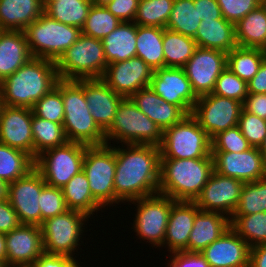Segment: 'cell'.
<instances>
[{"label": "cell", "mask_w": 266, "mask_h": 267, "mask_svg": "<svg viewBox=\"0 0 266 267\" xmlns=\"http://www.w3.org/2000/svg\"><path fill=\"white\" fill-rule=\"evenodd\" d=\"M116 147L115 204L158 193L161 151L154 145L126 144Z\"/></svg>", "instance_id": "6da1fadb"}, {"label": "cell", "mask_w": 266, "mask_h": 267, "mask_svg": "<svg viewBox=\"0 0 266 267\" xmlns=\"http://www.w3.org/2000/svg\"><path fill=\"white\" fill-rule=\"evenodd\" d=\"M58 80L55 61L32 57L0 83L2 103L32 109Z\"/></svg>", "instance_id": "7a4b0ae2"}, {"label": "cell", "mask_w": 266, "mask_h": 267, "mask_svg": "<svg viewBox=\"0 0 266 267\" xmlns=\"http://www.w3.org/2000/svg\"><path fill=\"white\" fill-rule=\"evenodd\" d=\"M214 171L213 156L161 158L158 193L175 201L194 202Z\"/></svg>", "instance_id": "3957f363"}, {"label": "cell", "mask_w": 266, "mask_h": 267, "mask_svg": "<svg viewBox=\"0 0 266 267\" xmlns=\"http://www.w3.org/2000/svg\"><path fill=\"white\" fill-rule=\"evenodd\" d=\"M64 102L63 127L68 141L104 145L105 132L94 121L84 97V79L62 80L55 85Z\"/></svg>", "instance_id": "277c9868"}, {"label": "cell", "mask_w": 266, "mask_h": 267, "mask_svg": "<svg viewBox=\"0 0 266 267\" xmlns=\"http://www.w3.org/2000/svg\"><path fill=\"white\" fill-rule=\"evenodd\" d=\"M55 63L62 80L102 78L108 65L102 41L83 34Z\"/></svg>", "instance_id": "5b68a950"}, {"label": "cell", "mask_w": 266, "mask_h": 267, "mask_svg": "<svg viewBox=\"0 0 266 267\" xmlns=\"http://www.w3.org/2000/svg\"><path fill=\"white\" fill-rule=\"evenodd\" d=\"M112 139L123 144L160 147L163 131L141 112L130 98H124L118 106L112 124L105 131V144H109Z\"/></svg>", "instance_id": "8992f818"}, {"label": "cell", "mask_w": 266, "mask_h": 267, "mask_svg": "<svg viewBox=\"0 0 266 267\" xmlns=\"http://www.w3.org/2000/svg\"><path fill=\"white\" fill-rule=\"evenodd\" d=\"M32 57L57 61L82 34L81 29L41 15L24 30Z\"/></svg>", "instance_id": "52a82bcc"}, {"label": "cell", "mask_w": 266, "mask_h": 267, "mask_svg": "<svg viewBox=\"0 0 266 267\" xmlns=\"http://www.w3.org/2000/svg\"><path fill=\"white\" fill-rule=\"evenodd\" d=\"M161 158L194 159L211 154V139L191 115L163 131Z\"/></svg>", "instance_id": "ba28073f"}, {"label": "cell", "mask_w": 266, "mask_h": 267, "mask_svg": "<svg viewBox=\"0 0 266 267\" xmlns=\"http://www.w3.org/2000/svg\"><path fill=\"white\" fill-rule=\"evenodd\" d=\"M85 172L94 199L103 207L115 203L114 177L116 147L111 144L86 146L83 159Z\"/></svg>", "instance_id": "9c48e42d"}, {"label": "cell", "mask_w": 266, "mask_h": 267, "mask_svg": "<svg viewBox=\"0 0 266 267\" xmlns=\"http://www.w3.org/2000/svg\"><path fill=\"white\" fill-rule=\"evenodd\" d=\"M86 144L71 142L50 148L37 156L34 167L41 173L47 185L62 188L83 170Z\"/></svg>", "instance_id": "30bf717a"}, {"label": "cell", "mask_w": 266, "mask_h": 267, "mask_svg": "<svg viewBox=\"0 0 266 267\" xmlns=\"http://www.w3.org/2000/svg\"><path fill=\"white\" fill-rule=\"evenodd\" d=\"M87 215L75 210L54 216L40 225L44 253L73 257L84 232ZM83 231V232H82ZM79 243V244H78Z\"/></svg>", "instance_id": "8fae6325"}, {"label": "cell", "mask_w": 266, "mask_h": 267, "mask_svg": "<svg viewBox=\"0 0 266 267\" xmlns=\"http://www.w3.org/2000/svg\"><path fill=\"white\" fill-rule=\"evenodd\" d=\"M137 206L132 229L139 239L148 240L153 247H163L168 217L172 205L176 202L169 196L157 193L130 201Z\"/></svg>", "instance_id": "7c38bea8"}, {"label": "cell", "mask_w": 266, "mask_h": 267, "mask_svg": "<svg viewBox=\"0 0 266 267\" xmlns=\"http://www.w3.org/2000/svg\"><path fill=\"white\" fill-rule=\"evenodd\" d=\"M243 103L215 94L198 97L191 115L212 139L219 132L238 125Z\"/></svg>", "instance_id": "4fadbf2b"}, {"label": "cell", "mask_w": 266, "mask_h": 267, "mask_svg": "<svg viewBox=\"0 0 266 267\" xmlns=\"http://www.w3.org/2000/svg\"><path fill=\"white\" fill-rule=\"evenodd\" d=\"M46 185L41 173L34 167L25 176L8 185V201L16 211L21 224L41 225L40 193Z\"/></svg>", "instance_id": "5bb4252c"}, {"label": "cell", "mask_w": 266, "mask_h": 267, "mask_svg": "<svg viewBox=\"0 0 266 267\" xmlns=\"http://www.w3.org/2000/svg\"><path fill=\"white\" fill-rule=\"evenodd\" d=\"M227 67V53L197 47L193 56L183 66L197 97L211 94L216 80Z\"/></svg>", "instance_id": "9a60e30c"}, {"label": "cell", "mask_w": 266, "mask_h": 267, "mask_svg": "<svg viewBox=\"0 0 266 267\" xmlns=\"http://www.w3.org/2000/svg\"><path fill=\"white\" fill-rule=\"evenodd\" d=\"M243 186L241 180L213 171L194 203L200 210L219 212L231 218L238 206Z\"/></svg>", "instance_id": "2e32d148"}, {"label": "cell", "mask_w": 266, "mask_h": 267, "mask_svg": "<svg viewBox=\"0 0 266 267\" xmlns=\"http://www.w3.org/2000/svg\"><path fill=\"white\" fill-rule=\"evenodd\" d=\"M149 87L164 101L191 114L198 97L183 68L162 67L154 71Z\"/></svg>", "instance_id": "e0dca14e"}, {"label": "cell", "mask_w": 266, "mask_h": 267, "mask_svg": "<svg viewBox=\"0 0 266 267\" xmlns=\"http://www.w3.org/2000/svg\"><path fill=\"white\" fill-rule=\"evenodd\" d=\"M153 73L154 70L135 56L108 64L101 79L117 94L130 98L138 90L150 85Z\"/></svg>", "instance_id": "ac0fdd59"}, {"label": "cell", "mask_w": 266, "mask_h": 267, "mask_svg": "<svg viewBox=\"0 0 266 267\" xmlns=\"http://www.w3.org/2000/svg\"><path fill=\"white\" fill-rule=\"evenodd\" d=\"M214 171L244 183L266 178L263 155L258 147L244 152H211Z\"/></svg>", "instance_id": "d6986e66"}, {"label": "cell", "mask_w": 266, "mask_h": 267, "mask_svg": "<svg viewBox=\"0 0 266 267\" xmlns=\"http://www.w3.org/2000/svg\"><path fill=\"white\" fill-rule=\"evenodd\" d=\"M5 239L7 267H30L44 253L38 225L21 224L5 234Z\"/></svg>", "instance_id": "ffe728a7"}, {"label": "cell", "mask_w": 266, "mask_h": 267, "mask_svg": "<svg viewBox=\"0 0 266 267\" xmlns=\"http://www.w3.org/2000/svg\"><path fill=\"white\" fill-rule=\"evenodd\" d=\"M33 111L3 105L0 111V143L17 148L33 158Z\"/></svg>", "instance_id": "44dd1931"}, {"label": "cell", "mask_w": 266, "mask_h": 267, "mask_svg": "<svg viewBox=\"0 0 266 267\" xmlns=\"http://www.w3.org/2000/svg\"><path fill=\"white\" fill-rule=\"evenodd\" d=\"M251 247L231 227L200 254L210 267H249Z\"/></svg>", "instance_id": "7402d4cb"}, {"label": "cell", "mask_w": 266, "mask_h": 267, "mask_svg": "<svg viewBox=\"0 0 266 267\" xmlns=\"http://www.w3.org/2000/svg\"><path fill=\"white\" fill-rule=\"evenodd\" d=\"M84 97L94 121L105 132L124 97L114 92L101 78L84 79Z\"/></svg>", "instance_id": "603a6c76"}, {"label": "cell", "mask_w": 266, "mask_h": 267, "mask_svg": "<svg viewBox=\"0 0 266 267\" xmlns=\"http://www.w3.org/2000/svg\"><path fill=\"white\" fill-rule=\"evenodd\" d=\"M199 210L194 202L176 201L172 205L164 239V244L168 245L170 253L188 252L190 232Z\"/></svg>", "instance_id": "cb8c5ba5"}, {"label": "cell", "mask_w": 266, "mask_h": 267, "mask_svg": "<svg viewBox=\"0 0 266 267\" xmlns=\"http://www.w3.org/2000/svg\"><path fill=\"white\" fill-rule=\"evenodd\" d=\"M130 99L162 131L187 116L179 106L164 101L149 86L135 92Z\"/></svg>", "instance_id": "d4e9b609"}, {"label": "cell", "mask_w": 266, "mask_h": 267, "mask_svg": "<svg viewBox=\"0 0 266 267\" xmlns=\"http://www.w3.org/2000/svg\"><path fill=\"white\" fill-rule=\"evenodd\" d=\"M230 227V218L219 212L199 210L188 240V252L200 253Z\"/></svg>", "instance_id": "484cf974"}, {"label": "cell", "mask_w": 266, "mask_h": 267, "mask_svg": "<svg viewBox=\"0 0 266 267\" xmlns=\"http://www.w3.org/2000/svg\"><path fill=\"white\" fill-rule=\"evenodd\" d=\"M32 58L24 31L0 33V83Z\"/></svg>", "instance_id": "4316f807"}, {"label": "cell", "mask_w": 266, "mask_h": 267, "mask_svg": "<svg viewBox=\"0 0 266 267\" xmlns=\"http://www.w3.org/2000/svg\"><path fill=\"white\" fill-rule=\"evenodd\" d=\"M44 13L42 0H0V28L24 31Z\"/></svg>", "instance_id": "83f0119b"}, {"label": "cell", "mask_w": 266, "mask_h": 267, "mask_svg": "<svg viewBox=\"0 0 266 267\" xmlns=\"http://www.w3.org/2000/svg\"><path fill=\"white\" fill-rule=\"evenodd\" d=\"M193 39L197 47L220 50L225 53L238 46L235 24L225 19L202 20Z\"/></svg>", "instance_id": "f1b7e54d"}, {"label": "cell", "mask_w": 266, "mask_h": 267, "mask_svg": "<svg viewBox=\"0 0 266 267\" xmlns=\"http://www.w3.org/2000/svg\"><path fill=\"white\" fill-rule=\"evenodd\" d=\"M137 24L121 22L103 38L102 44L107 64L121 62L136 56Z\"/></svg>", "instance_id": "f546056e"}, {"label": "cell", "mask_w": 266, "mask_h": 267, "mask_svg": "<svg viewBox=\"0 0 266 267\" xmlns=\"http://www.w3.org/2000/svg\"><path fill=\"white\" fill-rule=\"evenodd\" d=\"M162 42L163 28L137 25L136 56L154 71L165 67Z\"/></svg>", "instance_id": "4dcf8cb0"}, {"label": "cell", "mask_w": 266, "mask_h": 267, "mask_svg": "<svg viewBox=\"0 0 266 267\" xmlns=\"http://www.w3.org/2000/svg\"><path fill=\"white\" fill-rule=\"evenodd\" d=\"M239 47L266 50V14L260 5L235 24Z\"/></svg>", "instance_id": "1f68e13d"}, {"label": "cell", "mask_w": 266, "mask_h": 267, "mask_svg": "<svg viewBox=\"0 0 266 267\" xmlns=\"http://www.w3.org/2000/svg\"><path fill=\"white\" fill-rule=\"evenodd\" d=\"M62 191L68 210L79 211L90 217L95 211L103 208L92 196L88 178L83 170L73 176L62 187Z\"/></svg>", "instance_id": "d6a6232c"}, {"label": "cell", "mask_w": 266, "mask_h": 267, "mask_svg": "<svg viewBox=\"0 0 266 267\" xmlns=\"http://www.w3.org/2000/svg\"><path fill=\"white\" fill-rule=\"evenodd\" d=\"M163 53L165 67L183 68L193 56L197 44L189 36L163 28Z\"/></svg>", "instance_id": "836d02e7"}, {"label": "cell", "mask_w": 266, "mask_h": 267, "mask_svg": "<svg viewBox=\"0 0 266 267\" xmlns=\"http://www.w3.org/2000/svg\"><path fill=\"white\" fill-rule=\"evenodd\" d=\"M265 58L266 50L236 46L227 53V68L248 83Z\"/></svg>", "instance_id": "e575fe53"}, {"label": "cell", "mask_w": 266, "mask_h": 267, "mask_svg": "<svg viewBox=\"0 0 266 267\" xmlns=\"http://www.w3.org/2000/svg\"><path fill=\"white\" fill-rule=\"evenodd\" d=\"M32 135L34 160L45 150L68 142L62 124L48 121L34 114L32 117Z\"/></svg>", "instance_id": "d590c367"}, {"label": "cell", "mask_w": 266, "mask_h": 267, "mask_svg": "<svg viewBox=\"0 0 266 267\" xmlns=\"http://www.w3.org/2000/svg\"><path fill=\"white\" fill-rule=\"evenodd\" d=\"M35 160L26 152L0 143V179L8 184L34 168Z\"/></svg>", "instance_id": "8d00e7d4"}, {"label": "cell", "mask_w": 266, "mask_h": 267, "mask_svg": "<svg viewBox=\"0 0 266 267\" xmlns=\"http://www.w3.org/2000/svg\"><path fill=\"white\" fill-rule=\"evenodd\" d=\"M91 6V0H62L49 4L45 8V14L61 23L81 29Z\"/></svg>", "instance_id": "74e56055"}, {"label": "cell", "mask_w": 266, "mask_h": 267, "mask_svg": "<svg viewBox=\"0 0 266 267\" xmlns=\"http://www.w3.org/2000/svg\"><path fill=\"white\" fill-rule=\"evenodd\" d=\"M201 21L194 0H174L166 28L194 38Z\"/></svg>", "instance_id": "f35d334b"}, {"label": "cell", "mask_w": 266, "mask_h": 267, "mask_svg": "<svg viewBox=\"0 0 266 267\" xmlns=\"http://www.w3.org/2000/svg\"><path fill=\"white\" fill-rule=\"evenodd\" d=\"M230 227L250 247L266 243V212L231 217Z\"/></svg>", "instance_id": "ab89813d"}, {"label": "cell", "mask_w": 266, "mask_h": 267, "mask_svg": "<svg viewBox=\"0 0 266 267\" xmlns=\"http://www.w3.org/2000/svg\"><path fill=\"white\" fill-rule=\"evenodd\" d=\"M174 0H139L134 23L166 28Z\"/></svg>", "instance_id": "60d3db41"}, {"label": "cell", "mask_w": 266, "mask_h": 267, "mask_svg": "<svg viewBox=\"0 0 266 267\" xmlns=\"http://www.w3.org/2000/svg\"><path fill=\"white\" fill-rule=\"evenodd\" d=\"M121 21L114 16L106 6H91L81 33L83 35L102 40L110 34Z\"/></svg>", "instance_id": "b9f144b4"}, {"label": "cell", "mask_w": 266, "mask_h": 267, "mask_svg": "<svg viewBox=\"0 0 266 267\" xmlns=\"http://www.w3.org/2000/svg\"><path fill=\"white\" fill-rule=\"evenodd\" d=\"M266 212V178L244 183L240 200L231 217Z\"/></svg>", "instance_id": "7bdbcfd3"}, {"label": "cell", "mask_w": 266, "mask_h": 267, "mask_svg": "<svg viewBox=\"0 0 266 267\" xmlns=\"http://www.w3.org/2000/svg\"><path fill=\"white\" fill-rule=\"evenodd\" d=\"M33 114L51 122L63 124L64 102L60 90L55 86L32 107Z\"/></svg>", "instance_id": "ee69618b"}, {"label": "cell", "mask_w": 266, "mask_h": 267, "mask_svg": "<svg viewBox=\"0 0 266 267\" xmlns=\"http://www.w3.org/2000/svg\"><path fill=\"white\" fill-rule=\"evenodd\" d=\"M212 94L243 103L248 95V85L226 67L216 80Z\"/></svg>", "instance_id": "f6af8a7d"}, {"label": "cell", "mask_w": 266, "mask_h": 267, "mask_svg": "<svg viewBox=\"0 0 266 267\" xmlns=\"http://www.w3.org/2000/svg\"><path fill=\"white\" fill-rule=\"evenodd\" d=\"M252 146L243 136L239 126L219 132L211 139V152H244Z\"/></svg>", "instance_id": "bcb514c9"}, {"label": "cell", "mask_w": 266, "mask_h": 267, "mask_svg": "<svg viewBox=\"0 0 266 267\" xmlns=\"http://www.w3.org/2000/svg\"><path fill=\"white\" fill-rule=\"evenodd\" d=\"M39 198L40 200H38V203L41 210V224L43 221L63 214L68 210L62 188H56L46 184Z\"/></svg>", "instance_id": "7dc6e473"}, {"label": "cell", "mask_w": 266, "mask_h": 267, "mask_svg": "<svg viewBox=\"0 0 266 267\" xmlns=\"http://www.w3.org/2000/svg\"><path fill=\"white\" fill-rule=\"evenodd\" d=\"M238 126L241 133L252 147H261L266 137L265 119L243 109L239 117Z\"/></svg>", "instance_id": "c3c4849f"}, {"label": "cell", "mask_w": 266, "mask_h": 267, "mask_svg": "<svg viewBox=\"0 0 266 267\" xmlns=\"http://www.w3.org/2000/svg\"><path fill=\"white\" fill-rule=\"evenodd\" d=\"M222 17L236 24L260 5V0H217Z\"/></svg>", "instance_id": "681fc988"}, {"label": "cell", "mask_w": 266, "mask_h": 267, "mask_svg": "<svg viewBox=\"0 0 266 267\" xmlns=\"http://www.w3.org/2000/svg\"><path fill=\"white\" fill-rule=\"evenodd\" d=\"M138 5L139 0H112L106 8L121 22H133Z\"/></svg>", "instance_id": "f907efd6"}, {"label": "cell", "mask_w": 266, "mask_h": 267, "mask_svg": "<svg viewBox=\"0 0 266 267\" xmlns=\"http://www.w3.org/2000/svg\"><path fill=\"white\" fill-rule=\"evenodd\" d=\"M168 267H210L200 253L173 252Z\"/></svg>", "instance_id": "816d5d0a"}, {"label": "cell", "mask_w": 266, "mask_h": 267, "mask_svg": "<svg viewBox=\"0 0 266 267\" xmlns=\"http://www.w3.org/2000/svg\"><path fill=\"white\" fill-rule=\"evenodd\" d=\"M21 225L16 211L8 199L0 201V233L7 234Z\"/></svg>", "instance_id": "f5cc1de1"}, {"label": "cell", "mask_w": 266, "mask_h": 267, "mask_svg": "<svg viewBox=\"0 0 266 267\" xmlns=\"http://www.w3.org/2000/svg\"><path fill=\"white\" fill-rule=\"evenodd\" d=\"M30 267H81L74 257L43 253Z\"/></svg>", "instance_id": "db71d44e"}, {"label": "cell", "mask_w": 266, "mask_h": 267, "mask_svg": "<svg viewBox=\"0 0 266 267\" xmlns=\"http://www.w3.org/2000/svg\"><path fill=\"white\" fill-rule=\"evenodd\" d=\"M194 8L197 9L201 20L224 19L217 0H194Z\"/></svg>", "instance_id": "11a10c76"}, {"label": "cell", "mask_w": 266, "mask_h": 267, "mask_svg": "<svg viewBox=\"0 0 266 267\" xmlns=\"http://www.w3.org/2000/svg\"><path fill=\"white\" fill-rule=\"evenodd\" d=\"M243 109L266 120V94H248Z\"/></svg>", "instance_id": "9f6ffc18"}, {"label": "cell", "mask_w": 266, "mask_h": 267, "mask_svg": "<svg viewBox=\"0 0 266 267\" xmlns=\"http://www.w3.org/2000/svg\"><path fill=\"white\" fill-rule=\"evenodd\" d=\"M247 85L248 94H266V58L261 63L257 74Z\"/></svg>", "instance_id": "6f0895ef"}, {"label": "cell", "mask_w": 266, "mask_h": 267, "mask_svg": "<svg viewBox=\"0 0 266 267\" xmlns=\"http://www.w3.org/2000/svg\"><path fill=\"white\" fill-rule=\"evenodd\" d=\"M249 267H266V243L251 247Z\"/></svg>", "instance_id": "680465c9"}, {"label": "cell", "mask_w": 266, "mask_h": 267, "mask_svg": "<svg viewBox=\"0 0 266 267\" xmlns=\"http://www.w3.org/2000/svg\"><path fill=\"white\" fill-rule=\"evenodd\" d=\"M6 239L5 234L0 233V259L6 264Z\"/></svg>", "instance_id": "91938a15"}, {"label": "cell", "mask_w": 266, "mask_h": 267, "mask_svg": "<svg viewBox=\"0 0 266 267\" xmlns=\"http://www.w3.org/2000/svg\"><path fill=\"white\" fill-rule=\"evenodd\" d=\"M8 183L0 179V201L8 199Z\"/></svg>", "instance_id": "94428289"}, {"label": "cell", "mask_w": 266, "mask_h": 267, "mask_svg": "<svg viewBox=\"0 0 266 267\" xmlns=\"http://www.w3.org/2000/svg\"><path fill=\"white\" fill-rule=\"evenodd\" d=\"M111 1L112 0H91L92 4L97 6H106Z\"/></svg>", "instance_id": "6125c7cd"}, {"label": "cell", "mask_w": 266, "mask_h": 267, "mask_svg": "<svg viewBox=\"0 0 266 267\" xmlns=\"http://www.w3.org/2000/svg\"><path fill=\"white\" fill-rule=\"evenodd\" d=\"M259 149H260V151H261V153L263 155L265 168H266V137H265V140H264L263 144L261 145V147Z\"/></svg>", "instance_id": "be15d7a7"}, {"label": "cell", "mask_w": 266, "mask_h": 267, "mask_svg": "<svg viewBox=\"0 0 266 267\" xmlns=\"http://www.w3.org/2000/svg\"><path fill=\"white\" fill-rule=\"evenodd\" d=\"M59 1H62V0H42V3H43L44 8H46L49 4H52L54 2H59Z\"/></svg>", "instance_id": "e7e4bbea"}, {"label": "cell", "mask_w": 266, "mask_h": 267, "mask_svg": "<svg viewBox=\"0 0 266 267\" xmlns=\"http://www.w3.org/2000/svg\"><path fill=\"white\" fill-rule=\"evenodd\" d=\"M260 7L263 9L266 14V0H260Z\"/></svg>", "instance_id": "03108f58"}, {"label": "cell", "mask_w": 266, "mask_h": 267, "mask_svg": "<svg viewBox=\"0 0 266 267\" xmlns=\"http://www.w3.org/2000/svg\"><path fill=\"white\" fill-rule=\"evenodd\" d=\"M2 106H3V103H2V92H1V89H0V111H1Z\"/></svg>", "instance_id": "003e7915"}, {"label": "cell", "mask_w": 266, "mask_h": 267, "mask_svg": "<svg viewBox=\"0 0 266 267\" xmlns=\"http://www.w3.org/2000/svg\"><path fill=\"white\" fill-rule=\"evenodd\" d=\"M0 267H7L6 264L0 259Z\"/></svg>", "instance_id": "a7ac6f4b"}]
</instances>
